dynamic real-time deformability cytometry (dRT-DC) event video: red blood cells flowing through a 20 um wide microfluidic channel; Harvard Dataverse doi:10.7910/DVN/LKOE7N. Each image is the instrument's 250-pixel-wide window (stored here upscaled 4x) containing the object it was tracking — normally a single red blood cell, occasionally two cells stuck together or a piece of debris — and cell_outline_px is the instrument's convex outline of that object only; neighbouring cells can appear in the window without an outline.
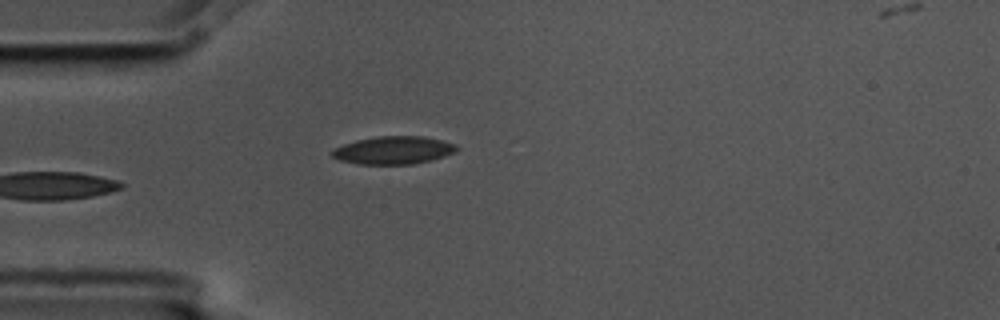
{"species": "common noctule bat (a hibernating species)", "species_latin": "Nyctalus noctula", "temperature_condition": "cold", "stored_images_in_passage": 3, "camera_frame_rate_fps": 3000, "um_per_image_px": 0.085, "animal": {"sex": "male", "body_mass_g": 17.5, "forearm_length_mm": 52.3}, "frame": {"image": 1, "passage_image": 2, "time_ms": 0.333, "image_size_px": [1000, 320], "cell_outline_px": [[460, 148], [456, 152], [432, 160], [416, 164], [356, 164], [340, 160], [332, 156], [332, 152], [336, 148], [344, 144], [356, 140], [376, 136], [424, 136], [456, 144]], "centroid_in_image_um": [33.49, 12.77], "position_along_channel_um": 51.5, "area_um2": 20.29}}